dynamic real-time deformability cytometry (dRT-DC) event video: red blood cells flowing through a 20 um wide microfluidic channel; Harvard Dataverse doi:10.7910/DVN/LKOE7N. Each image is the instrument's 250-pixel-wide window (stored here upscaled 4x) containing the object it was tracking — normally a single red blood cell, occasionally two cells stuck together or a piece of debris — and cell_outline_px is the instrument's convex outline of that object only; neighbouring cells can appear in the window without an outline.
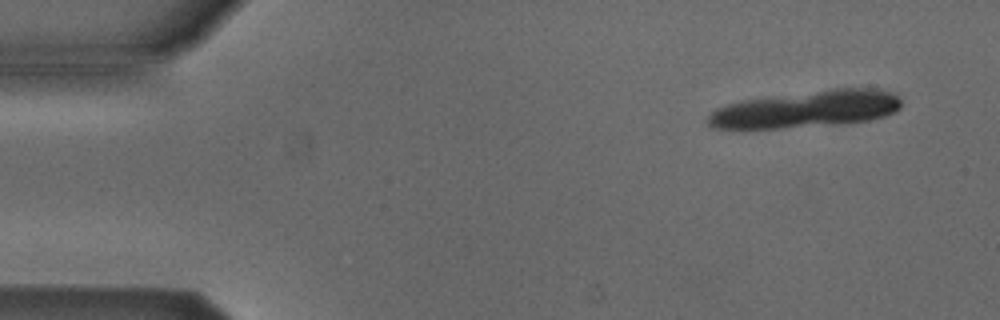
{"species": "Egyptian fruit bat (a non-hibernating species)", "species_latin": "Rousettus aegyptiacus", "temperature_condition": "cold", "stored_images_in_passage": 4, "camera_frame_rate_fps": 3000, "um_per_image_px": 0.085, "animal": {"sex": "male"}, "frame": {"image": 1, "passage_image": 1, "time_ms": 0.0, "image_size_px": [1000, 320], "cell_outline_px": [[900, 108], [896, 112], [884, 116], [868, 120], [840, 124], [780, 128], [712, 128], [704, 120], [716, 108], [728, 104], [744, 100], [836, 88], [876, 88], [896, 92], [900, 96]], "centroid_in_image_um": [68.59, 9.27], "position_along_channel_um": 16.4, "area_um2": 41.56}}